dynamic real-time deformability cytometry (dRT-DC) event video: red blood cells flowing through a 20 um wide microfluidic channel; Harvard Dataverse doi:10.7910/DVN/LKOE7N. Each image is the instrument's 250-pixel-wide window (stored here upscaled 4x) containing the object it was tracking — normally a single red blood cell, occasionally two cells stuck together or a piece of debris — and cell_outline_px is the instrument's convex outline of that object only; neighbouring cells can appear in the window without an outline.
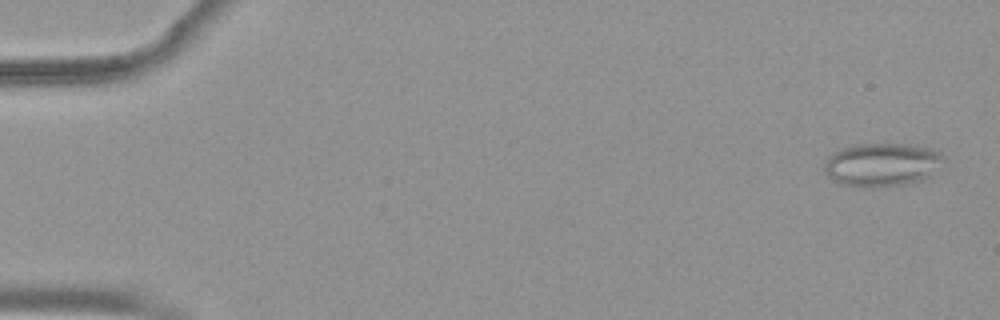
{"species": "common noctule bat (a hibernating species)", "species_latin": "Nyctalus noctula", "temperature_condition": "warm", "stored_images_in_passage": 54, "camera_frame_rate_fps": 3000, "um_per_image_px": 0.085, "animal": {"sex": "female", "body_mass_g": 19.9}, "frame": {"image": 1, "passage_image": 2, "time_ms": 0.333, "image_size_px": [1000, 320], "cell_outline_px": [[944, 156], [928, 176], [924, 180], [904, 184], [872, 188], [864, 188], [840, 184], [832, 180], [828, 176], [824, 168], [824, 164], [828, 156], [840, 148], [856, 144], [912, 144], [932, 148], [940, 152]], "centroid_in_image_um": [74.91, 13.99], "position_along_channel_um": 10.1, "area_um2": 30.23}}
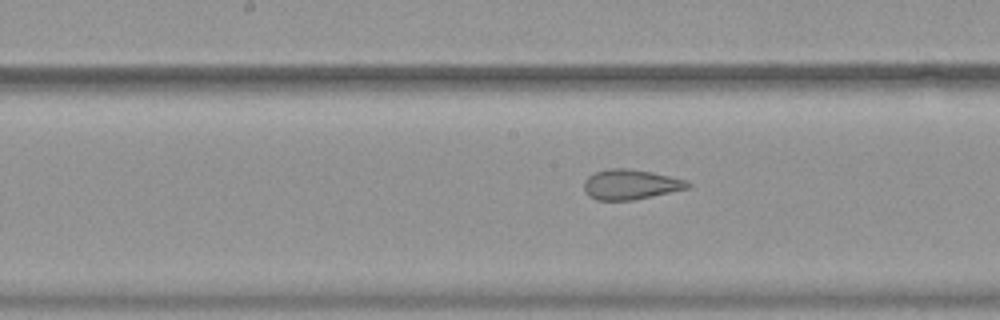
{"frame": {"image": 2, "passage_image": 28, "time_ms": 9.0, "image_size_px": [1000, 320], "cell_outline_px": [[692, 184], [688, 188], [632, 200], [596, 200], [588, 196], [584, 188], [584, 180], [588, 176], [596, 172], [608, 168], [628, 168], [652, 172], [688, 180]], "centroid_in_image_um": [53.58, 15.67], "position_along_channel_um": 194.6, "area_um2": 18.15}}
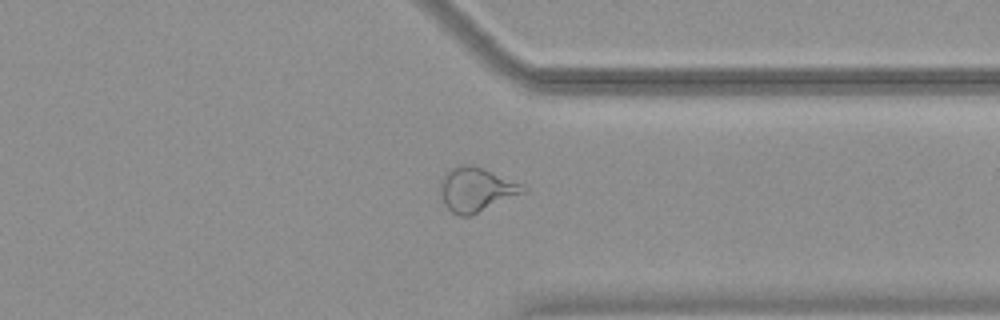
{"frame": {"image": 3, "passage_image": 42, "time_ms": 13.667, "image_size_px": [1000, 320], "cell_outline_px": [[528, 188], [524, 192], [468, 216], [456, 216], [444, 204], [440, 192], [440, 180], [444, 172], [460, 164], [472, 164], [524, 184]], "centroid_in_image_um": [40.44, 16.08], "position_along_channel_um": 371.0, "area_um2": 21.21}, "authors_computed_cell_mechanics": {"area_um2": 24.1604, "velocity_mm_per_s": 3.7931, "shape_relaxation_time_tau1_ms": null, "shape_relaxation_time_tau2_ms": 1.2323, "deformation_change_tau1": null, "deformation_change_tau2": 0.0926}}